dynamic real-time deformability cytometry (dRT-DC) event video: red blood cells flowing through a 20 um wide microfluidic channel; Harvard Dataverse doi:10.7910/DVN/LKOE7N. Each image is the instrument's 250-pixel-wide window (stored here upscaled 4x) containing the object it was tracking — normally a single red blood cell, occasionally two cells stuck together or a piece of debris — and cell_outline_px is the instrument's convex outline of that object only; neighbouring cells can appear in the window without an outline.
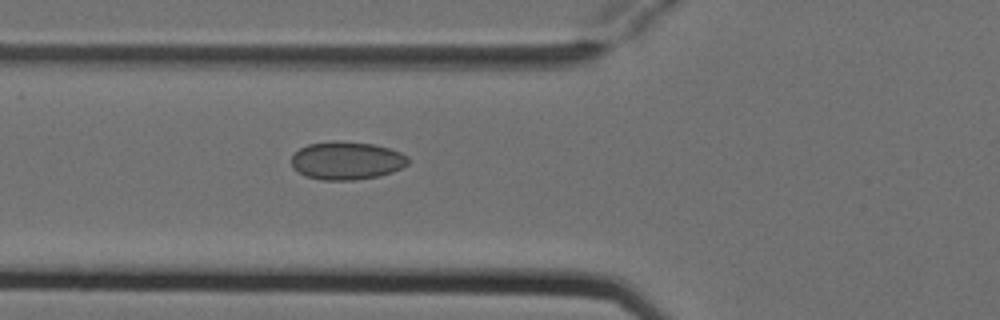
{"species": "Egyptian fruit bat (a non-hibernating species)", "species_latin": "Rousettus aegyptiacus", "temperature_condition": "cold", "stored_images_in_passage": 5, "camera_frame_rate_fps": 3000, "um_per_image_px": 0.085, "animal": {"sex": "female"}, "frame": {"image": 1, "passage_image": 5, "time_ms": 1.333, "image_size_px": [1000, 320], "cell_outline_px": [[408, 164], [392, 172], [380, 176], [356, 180], [320, 180], [304, 176], [292, 168], [292, 156], [300, 148], [308, 144], [332, 140], [336, 140], [372, 144], [388, 148], [400, 152], [408, 156]], "centroid_in_image_um": [29.44, 13.66], "position_along_channel_um": 96.4, "area_um2": 26.07}}